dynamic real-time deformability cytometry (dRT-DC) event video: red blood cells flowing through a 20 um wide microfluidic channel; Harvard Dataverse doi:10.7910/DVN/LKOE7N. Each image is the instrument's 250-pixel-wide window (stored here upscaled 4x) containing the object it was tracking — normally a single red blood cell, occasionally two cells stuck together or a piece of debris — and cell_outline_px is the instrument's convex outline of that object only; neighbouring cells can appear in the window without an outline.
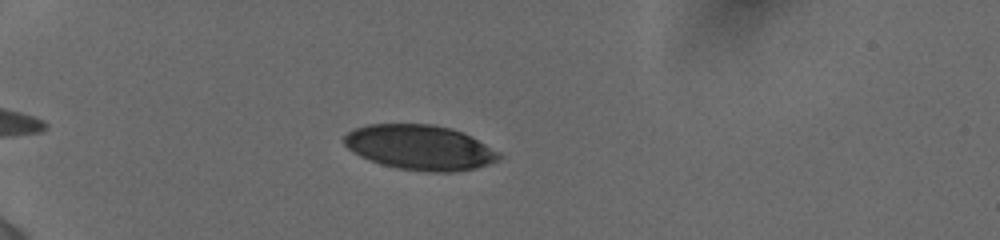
{"species": "human", "species_latin": "Homo sapiens", "temperature_condition": "cold", "stored_images_in_passage": 7, "camera_frame_rate_fps": 3000, "um_per_image_px": 0.085, "donor": {"sex": "female"}, "frame": {"image": 1, "passage_image": 3, "time_ms": 1.333, "image_size_px": [1000, 240], "cell_outline_px": [[504, 156], [488, 164], [476, 168], [452, 172], [428, 172], [396, 168], [380, 164], [368, 160], [352, 152], [344, 144], [344, 136], [352, 128], [368, 124], [432, 124], [452, 128], [500, 152]], "centroid_in_image_um": [35.64, 12.54], "position_along_channel_um": 49.4, "area_um2": 40.58}}
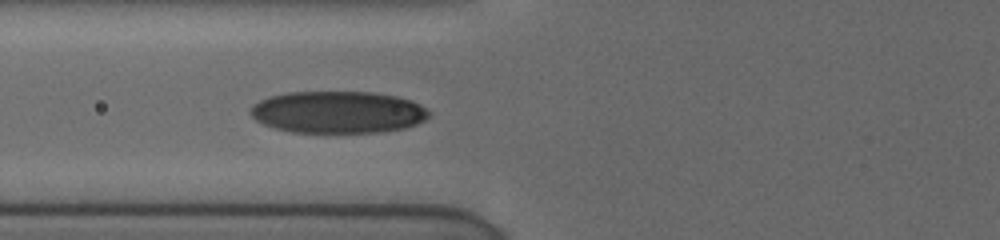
{"frame": {"image": 2, "passage_image": 7, "time_ms": 3.667, "image_size_px": [1000, 240], "cell_outline_px": [[432, 112], [424, 120], [416, 124], [404, 128], [380, 132], [292, 132], [276, 128], [264, 124], [256, 120], [248, 112], [260, 100], [272, 96], [288, 92], [372, 92], [396, 96], [420, 104]], "centroid_in_image_um": [28.74, 9.53], "position_along_channel_um": 97.1, "area_um2": 43.47}}